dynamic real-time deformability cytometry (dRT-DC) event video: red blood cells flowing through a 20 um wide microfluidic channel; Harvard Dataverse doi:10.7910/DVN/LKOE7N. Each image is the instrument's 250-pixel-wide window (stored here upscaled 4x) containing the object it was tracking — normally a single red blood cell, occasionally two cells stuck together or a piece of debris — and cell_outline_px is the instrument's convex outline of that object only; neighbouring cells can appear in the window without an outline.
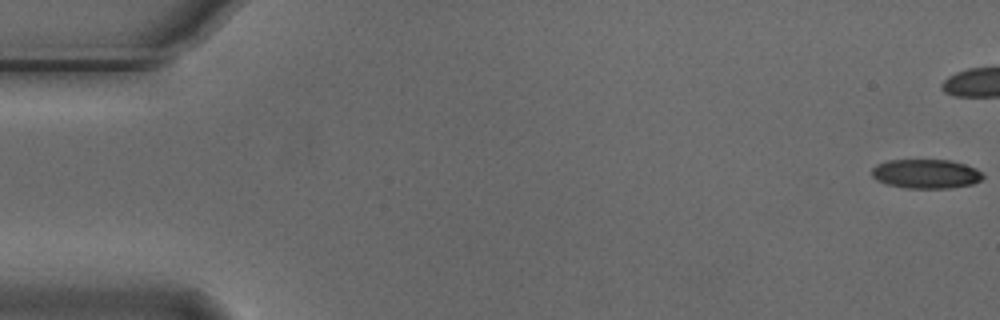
{"species": "Egyptian fruit bat (a non-hibernating species)", "species_latin": "Rousettus aegyptiacus", "temperature_condition": "cold", "stored_images_in_passage": 3, "camera_frame_rate_fps": 3000, "um_per_image_px": 0.085, "animal": {"sex": "male"}, "frame": {"image": 1, "passage_image": 1, "time_ms": 0.0, "image_size_px": [1000, 320], "cell_outline_px": [[984, 176], [980, 180], [972, 184], [952, 188], [904, 188], [888, 184], [876, 180], [872, 176], [872, 168], [876, 164], [888, 160], [952, 160], [976, 168]], "centroid_in_image_um": [78.69, 14.77], "position_along_channel_um": 6.3, "area_um2": 18.96}}